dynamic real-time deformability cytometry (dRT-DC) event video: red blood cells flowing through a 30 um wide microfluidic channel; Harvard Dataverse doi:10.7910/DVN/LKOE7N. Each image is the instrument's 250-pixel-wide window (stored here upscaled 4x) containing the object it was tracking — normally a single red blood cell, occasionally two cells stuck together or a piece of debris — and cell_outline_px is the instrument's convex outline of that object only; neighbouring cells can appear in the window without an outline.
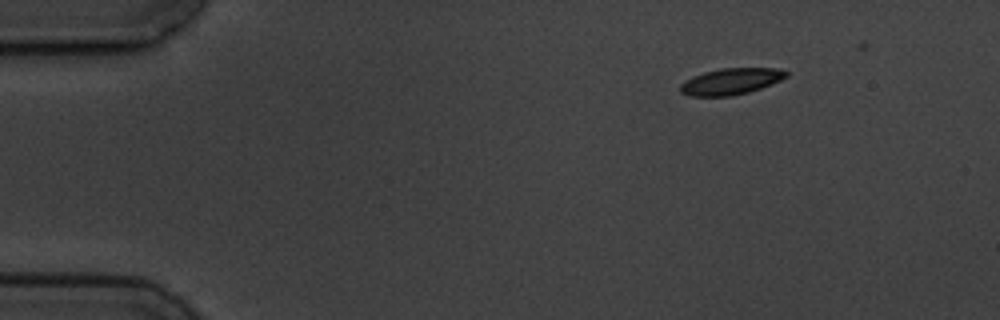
{"species": "common noctule bat (a hibernating species)", "species_latin": "Nyctalus noctula", "temperature_condition": "cold", "stored_images_in_passage": 7, "camera_frame_rate_fps": 3000, "um_per_image_px": 0.085, "animal": {"sex": "male", "body_mass_g": 19.5, "forearm_length_mm": 54.6}, "frame": {"image": 1, "passage_image": 1, "time_ms": 0.0, "image_size_px": [1000, 320], "cell_outline_px": [[788, 76], [780, 80], [760, 88], [748, 92], [732, 96], [688, 96], [680, 92], [680, 84], [692, 76], [704, 72], [720, 68], [776, 68], [788, 72]], "centroid_in_image_um": [62.09, 6.92], "position_along_channel_um": 22.9, "area_um2": 16.24}}
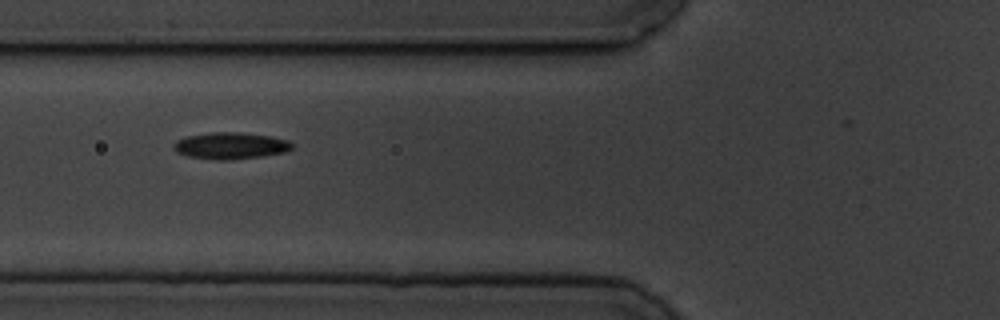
{"frame": {"image": 2, "passage_image": 5, "time_ms": 4.667, "image_size_px": [1000, 320], "cell_outline_px": [[292, 148], [284, 152], [264, 156], [228, 160], [216, 160], [188, 156], [176, 152], [172, 148], [172, 144], [176, 140], [184, 136], [212, 132], [240, 132], [272, 136], [288, 140], [292, 144]], "centroid_in_image_um": [19.55, 12.38], "position_along_channel_um": 106.2, "area_um2": 18.61}}
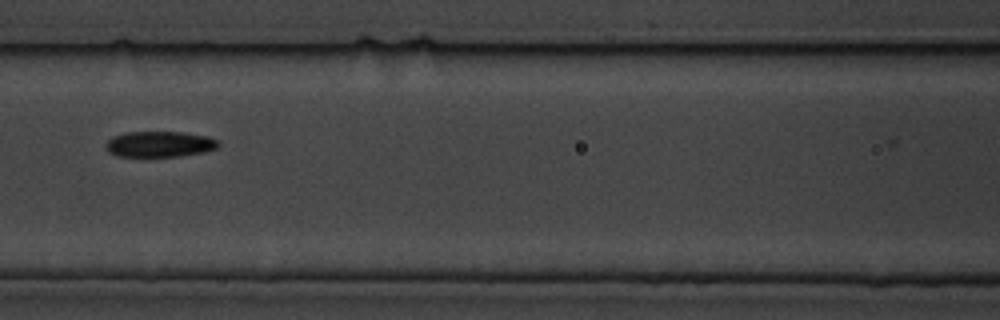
{"frame": {"image": 3, "passage_image": 6, "time_ms": 6.0, "image_size_px": [1000, 320], "cell_outline_px": [[220, 144], [216, 148], [204, 152], [180, 156], [116, 156], [108, 152], [104, 148], [104, 144], [112, 136], [124, 132], [184, 132], [208, 136], [216, 140]], "centroid_in_image_um": [13.51, 12.25], "position_along_channel_um": 153.1, "area_um2": 17.05}}